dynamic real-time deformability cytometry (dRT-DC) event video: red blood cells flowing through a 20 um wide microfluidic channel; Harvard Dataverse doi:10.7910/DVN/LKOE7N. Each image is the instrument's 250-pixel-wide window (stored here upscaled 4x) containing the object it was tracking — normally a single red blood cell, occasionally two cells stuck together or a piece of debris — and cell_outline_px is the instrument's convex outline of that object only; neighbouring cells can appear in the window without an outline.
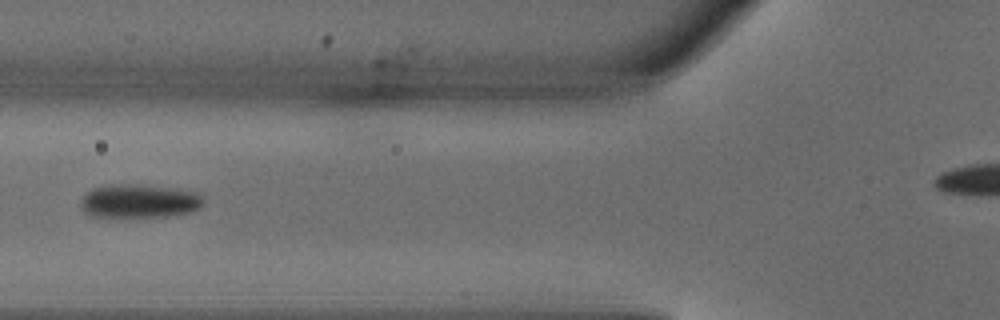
{"species": "common noctule bat (a hibernating species)", "species_latin": "Nyctalus noctula", "temperature_condition": "warm", "stored_images_in_passage": 6, "camera_frame_rate_fps": 3000, "um_per_image_px": 0.085, "animal": {"sex": "male", "body_mass_g": 18.8}, "frame": {"image": 1, "passage_image": 6, "time_ms": 1.667, "image_size_px": [1000, 320], "cell_outline_px": [[204, 204], [200, 208], [192, 212], [164, 216], [120, 220], [104, 220], [88, 216], [84, 212], [80, 204], [84, 196], [88, 192], [96, 188], [120, 184], [144, 184], [196, 192], [204, 196]], "centroid_in_image_um": [11.81, 17.17], "position_along_channel_um": 114.0, "area_um2": 25.14}}